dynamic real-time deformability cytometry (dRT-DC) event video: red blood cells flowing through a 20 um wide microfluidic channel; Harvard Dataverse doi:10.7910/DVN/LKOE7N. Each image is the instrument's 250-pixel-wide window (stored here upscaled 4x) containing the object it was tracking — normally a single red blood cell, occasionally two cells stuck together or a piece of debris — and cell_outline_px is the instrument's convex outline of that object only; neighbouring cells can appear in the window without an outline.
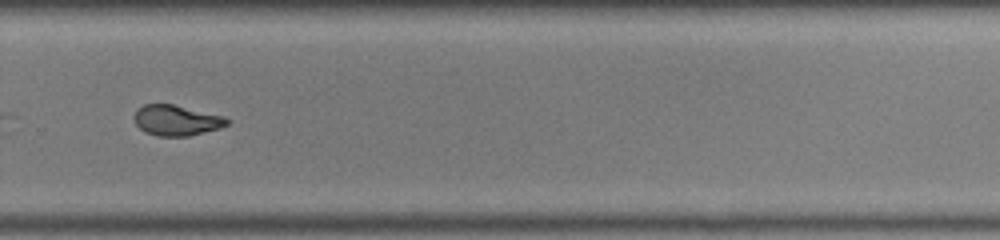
{"species": "common noctule bat (a hibernating species)", "species_latin": "Nyctalus noctula", "temperature_condition": "warm", "stored_images_in_passage": 34, "camera_frame_rate_fps": 3000, "um_per_image_px": 0.085, "animal": {"sex": "male", "body_mass_g": 19.0, "forearm_length_mm": 50.8}, "frame": {"image": 1, "passage_image": 20, "time_ms": 6.333, "image_size_px": [1000, 240], "cell_outline_px": [[228, 124], [220, 128], [188, 136], [156, 136], [144, 132], [136, 124], [132, 116], [136, 108], [144, 104], [172, 104], [224, 116], [228, 120]], "centroid_in_image_um": [14.94, 10.22], "position_along_channel_um": 314.9, "area_um2": 16.59}, "authors_computed_cell_mechanics": {"area_um2": 17.0799, "velocity_mm_per_s": 4.0038, "shape_relaxation_time_tau1_ms": null, "shape_relaxation_time_tau2_ms": 1.6333, "deformation_change_tau1": null, "deformation_change_tau2": 0.075}}